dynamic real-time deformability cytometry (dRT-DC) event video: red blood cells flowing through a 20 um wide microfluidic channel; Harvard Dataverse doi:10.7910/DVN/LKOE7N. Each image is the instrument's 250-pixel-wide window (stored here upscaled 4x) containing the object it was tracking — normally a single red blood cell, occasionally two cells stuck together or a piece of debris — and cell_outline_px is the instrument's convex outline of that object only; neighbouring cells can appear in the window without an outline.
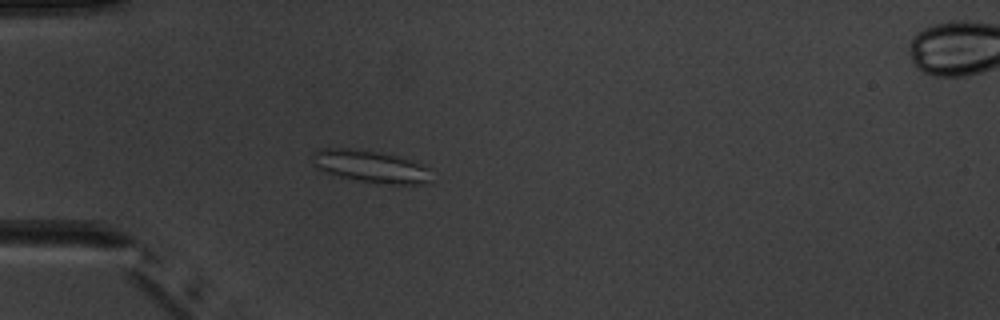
{"species": "common noctule bat (a hibernating species)", "species_latin": "Nyctalus noctula", "temperature_condition": "warm", "stored_images_in_passage": 5, "camera_frame_rate_fps": 3000, "um_per_image_px": 0.085, "animal": {"sex": "male", "body_mass_g": 20.1, "forearm_length_mm": 53.5}, "frame": {"image": 1, "passage_image": 4, "time_ms": 3.667, "image_size_px": [1000, 320], "cell_outline_px": [[428, 184], [376, 184], [340, 176], [316, 168], [312, 164], [312, 152], [316, 148], [348, 148], [376, 152], [416, 160], [428, 168]], "centroid_in_image_um": [31.46, 14.14], "position_along_channel_um": 53.5, "area_um2": 22.37}}